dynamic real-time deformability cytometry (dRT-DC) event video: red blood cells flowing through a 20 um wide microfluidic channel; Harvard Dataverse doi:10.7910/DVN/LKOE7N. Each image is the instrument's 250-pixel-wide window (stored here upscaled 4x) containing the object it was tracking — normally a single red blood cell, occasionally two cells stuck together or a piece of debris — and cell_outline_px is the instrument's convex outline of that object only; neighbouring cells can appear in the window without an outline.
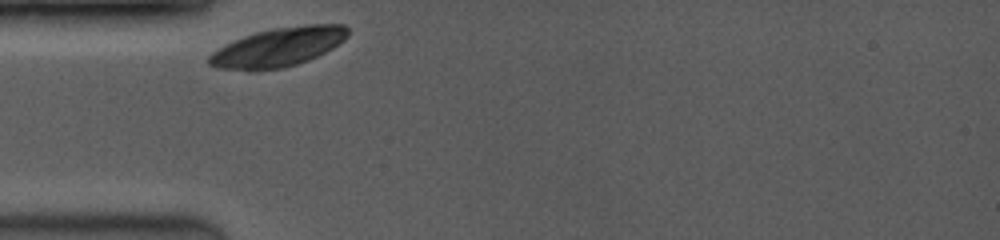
{"species": "common noctule bat (a hibernating species)", "species_latin": "Nyctalus noctula", "temperature_condition": "room temperature", "stored_images_in_passage": 15, "camera_frame_rate_fps": 3500, "um_per_image_px": 0.085, "animal": {"sex": "female", "body_mass_g": 19.0, "forearm_length_mm": 53.3}, "frame": {"image": 1, "passage_image": 1, "time_ms": 0.0, "image_size_px": [1000, 240], "cell_outline_px": [[348, 36], [344, 40], [332, 48], [308, 60], [284, 68], [252, 72], [216, 68], [208, 64], [208, 56], [212, 52], [244, 36], [256, 32], [272, 28], [308, 24], [344, 24], [348, 28]], "centroid_in_image_um": [23.64, 4.03], "position_along_channel_um": 61.4, "area_um2": 31.67}}
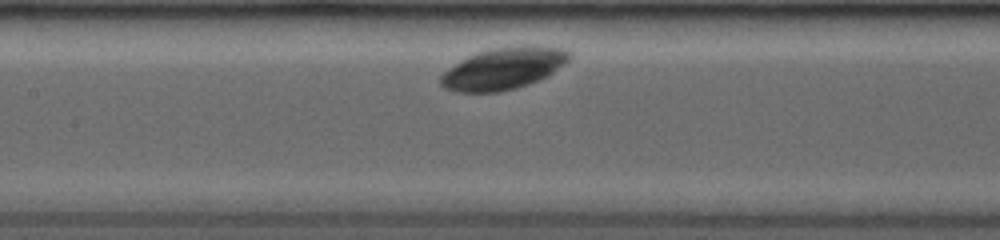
{"frame": {"image": 2, "passage_image": 9, "time_ms": 2.857, "image_size_px": [1000, 240], "cell_outline_px": [[572, 56], [564, 64], [548, 76], [528, 84], [516, 88], [500, 92], [456, 92], [444, 88], [440, 84], [440, 76], [448, 68], [460, 60], [476, 52], [488, 48], [560, 48], [568, 52]], "centroid_in_image_um": [42.71, 5.87], "position_along_channel_um": 164.7, "area_um2": 30.58}}
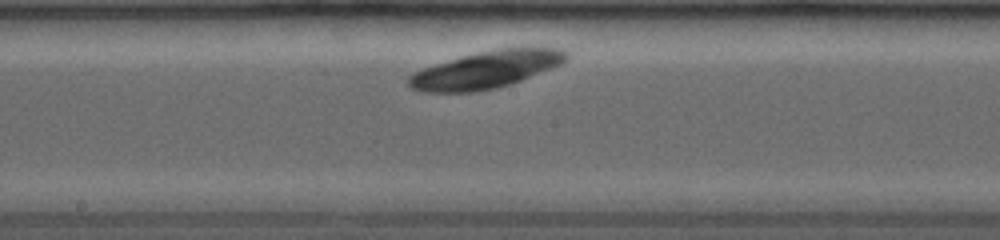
{"frame": {"image": 3, "passage_image": 13, "time_ms": 4.0, "image_size_px": [1000, 240], "cell_outline_px": [[568, 60], [560, 64], [520, 80], [496, 88], [472, 92], [424, 92], [412, 88], [408, 84], [408, 76], [412, 72], [460, 56], [476, 52], [496, 48], [560, 48], [568, 52]], "centroid_in_image_um": [41.29, 5.91], "position_along_channel_um": 206.9, "area_um2": 33.87}}